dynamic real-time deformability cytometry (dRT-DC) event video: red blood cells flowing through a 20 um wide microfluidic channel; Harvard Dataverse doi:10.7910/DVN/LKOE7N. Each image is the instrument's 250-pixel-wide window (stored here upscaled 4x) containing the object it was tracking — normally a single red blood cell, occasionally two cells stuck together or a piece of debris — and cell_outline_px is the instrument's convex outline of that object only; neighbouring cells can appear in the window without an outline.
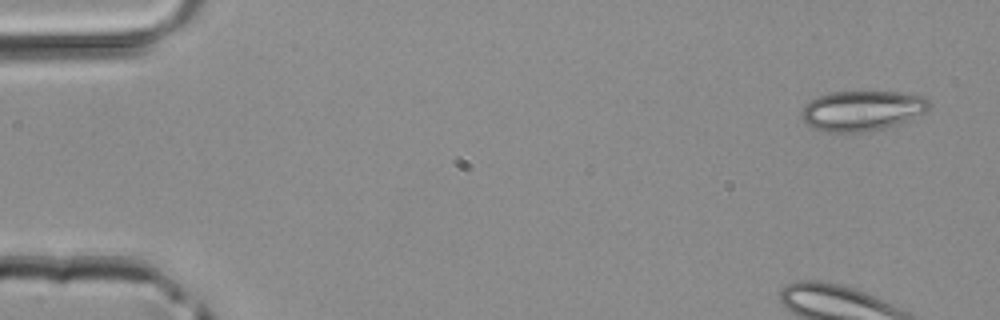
{"species": "common noctule bat (a hibernating species)", "species_latin": "Nyctalus noctula", "temperature_condition": "room temperature", "stored_images_in_passage": 4, "camera_frame_rate_fps": 3000, "um_per_image_px": 0.085, "animal": {"sex": "male", "body_mass_g": 20.4}, "frame": {"image": 1, "passage_image": 1, "time_ms": 0.0, "image_size_px": [1000, 320], "cell_outline_px": [[932, 104], [924, 112], [908, 120], [884, 128], [864, 132], [828, 132], [812, 128], [800, 116], [800, 112], [804, 104], [816, 96], [828, 92], [900, 92], [924, 96]], "centroid_in_image_um": [73.23, 9.4], "position_along_channel_um": 11.8, "area_um2": 30.0}}